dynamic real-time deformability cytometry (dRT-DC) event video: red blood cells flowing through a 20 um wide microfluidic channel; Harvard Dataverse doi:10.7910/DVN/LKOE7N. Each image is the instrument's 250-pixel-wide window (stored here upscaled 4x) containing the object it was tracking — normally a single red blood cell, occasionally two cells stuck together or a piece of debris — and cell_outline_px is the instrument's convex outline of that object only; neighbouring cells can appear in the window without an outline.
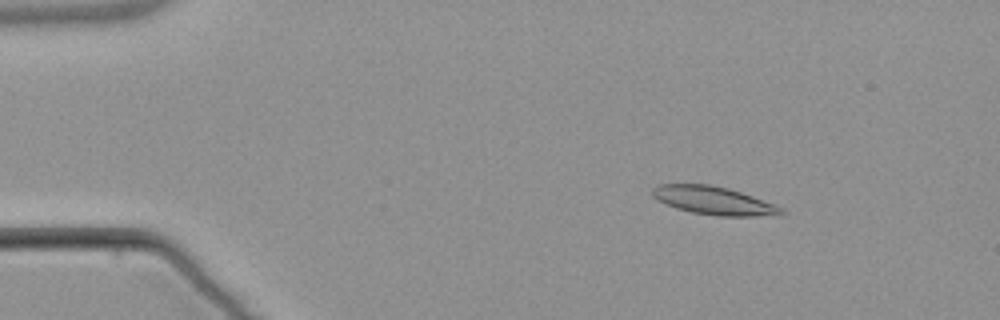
{"species": "common noctule bat (a hibernating species)", "species_latin": "Nyctalus noctula", "temperature_condition": "warm", "stored_images_in_passage": 5, "camera_frame_rate_fps": 3000, "um_per_image_px": 0.085, "animal": {"sex": "male", "body_mass_g": 21.5, "forearm_length_mm": 52.0}, "frame": {"image": 1, "passage_image": 3, "time_ms": 2.333, "image_size_px": [1000, 320], "cell_outline_px": [[788, 212], [780, 216], [716, 216], [692, 212], [676, 208], [656, 200], [652, 196], [652, 188], [660, 184], [708, 184], [728, 188], [752, 196], [784, 208]], "centroid_in_image_um": [60.7, 17.06], "position_along_channel_um": 24.3, "area_um2": 21.33}}